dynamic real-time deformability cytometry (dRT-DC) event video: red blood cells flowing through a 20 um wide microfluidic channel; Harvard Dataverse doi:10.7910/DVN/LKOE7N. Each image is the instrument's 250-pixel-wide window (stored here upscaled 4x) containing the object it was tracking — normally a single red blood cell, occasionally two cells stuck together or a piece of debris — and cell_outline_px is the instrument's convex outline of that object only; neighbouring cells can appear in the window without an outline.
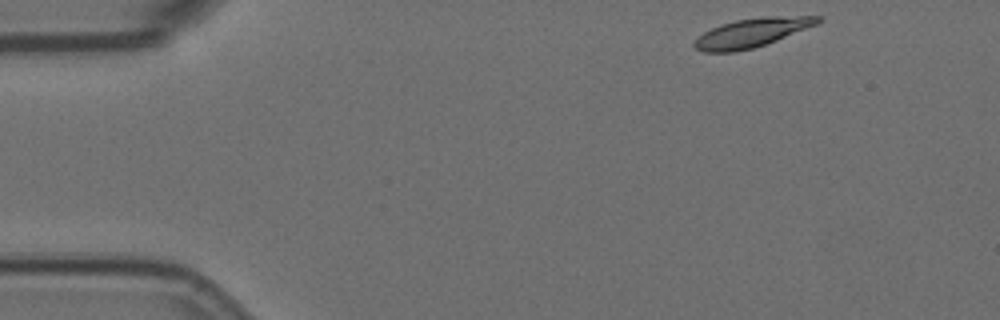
{"species": "Egyptian fruit bat (a non-hibernating species)", "species_latin": "Rousettus aegyptiacus", "temperature_condition": "room temperature", "stored_images_in_passage": 3, "camera_frame_rate_fps": 3000, "um_per_image_px": 0.085, "animal": {"sex": "female"}, "frame": {"image": 1, "passage_image": 1, "time_ms": 0.0, "image_size_px": [1000, 320], "cell_outline_px": [[820, 20], [816, 24], [776, 40], [752, 48], [736, 52], [704, 52], [696, 48], [692, 44], [704, 32], [720, 24], [736, 20], [764, 16], [820, 16]], "centroid_in_image_um": [63.86, 2.78], "position_along_channel_um": 21.1, "area_um2": 20.35}}
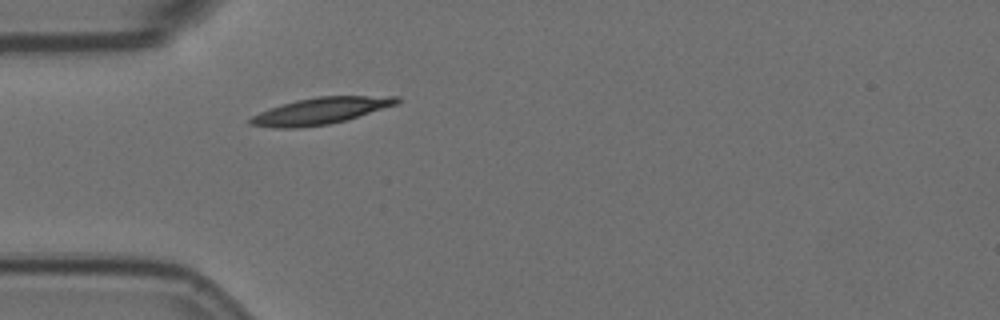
{"frame": {"image": 2, "passage_image": 3, "time_ms": 0.667, "image_size_px": [1000, 320], "cell_outline_px": [[400, 100], [396, 104], [348, 120], [328, 124], [300, 128], [276, 128], [248, 124], [248, 120], [252, 116], [260, 112], [296, 100], [316, 96], [400, 96]], "centroid_in_image_um": [27.26, 9.43], "position_along_channel_um": 57.7, "area_um2": 22.6}}